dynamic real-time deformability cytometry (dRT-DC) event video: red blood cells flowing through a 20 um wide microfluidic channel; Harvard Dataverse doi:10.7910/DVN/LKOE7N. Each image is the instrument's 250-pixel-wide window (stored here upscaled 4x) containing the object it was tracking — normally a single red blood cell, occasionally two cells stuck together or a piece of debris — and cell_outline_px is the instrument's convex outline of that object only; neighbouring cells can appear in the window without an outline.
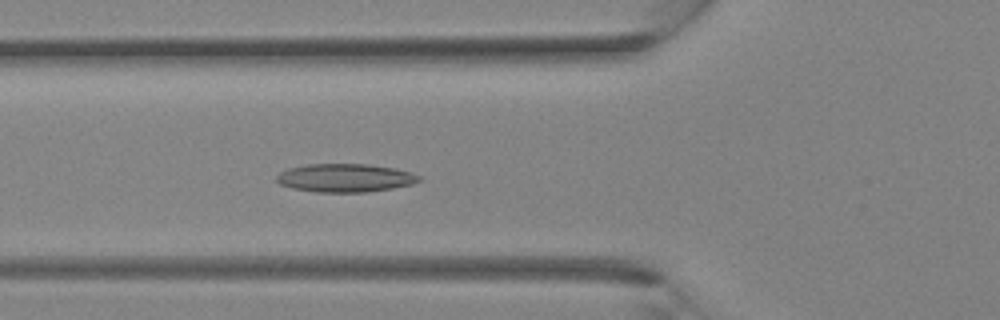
{"species": "Egyptian fruit bat (a non-hibernating species)", "species_latin": "Rousettus aegyptiacus", "temperature_condition": "room temperature", "stored_images_in_passage": 26, "camera_frame_rate_fps": 3000, "um_per_image_px": 0.085, "animal": {"sex": "female"}, "frame": {"image": 1, "passage_image": 6, "time_ms": 1.667, "image_size_px": [1000, 320], "cell_outline_px": [[424, 180], [412, 184], [392, 188], [368, 192], [316, 192], [292, 188], [280, 184], [276, 180], [276, 176], [280, 172], [288, 168], [308, 164], [368, 164], [396, 168], [412, 172], [420, 176]], "centroid_in_image_um": [29.37, 15.12], "position_along_channel_um": 96.4, "area_um2": 23.7}}
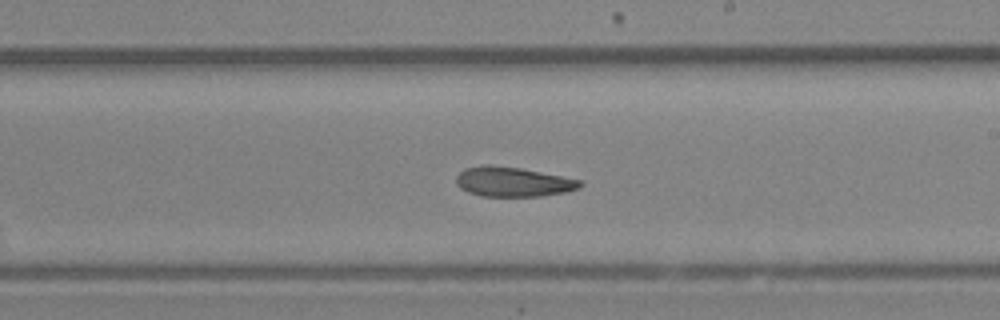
{"frame": {"image": 2, "passage_image": 14, "time_ms": 4.333, "image_size_px": [1000, 320], "cell_outline_px": [[584, 184], [580, 188], [564, 192], [540, 196], [480, 196], [468, 192], [460, 188], [456, 184], [456, 176], [464, 168], [484, 164], [492, 164], [520, 168], [580, 180]], "centroid_in_image_um": [43.55, 15.45], "position_along_channel_um": 245.4, "area_um2": 21.44}}
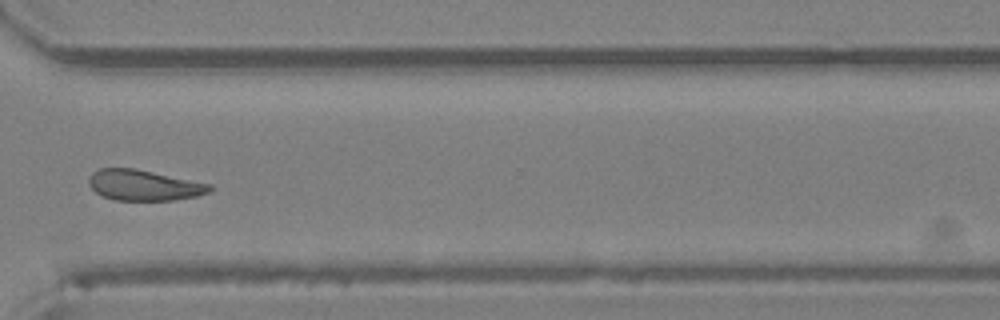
{"frame": {"image": 3, "passage_image": 20, "time_ms": 6.333, "image_size_px": [1000, 320], "cell_outline_px": [[212, 188], [208, 192], [196, 196], [172, 200], [116, 200], [104, 196], [96, 192], [88, 184], [88, 180], [92, 172], [100, 168], [136, 168], [212, 184]], "centroid_in_image_um": [12.22, 15.73], "position_along_channel_um": 358.4, "area_um2": 21.56}}